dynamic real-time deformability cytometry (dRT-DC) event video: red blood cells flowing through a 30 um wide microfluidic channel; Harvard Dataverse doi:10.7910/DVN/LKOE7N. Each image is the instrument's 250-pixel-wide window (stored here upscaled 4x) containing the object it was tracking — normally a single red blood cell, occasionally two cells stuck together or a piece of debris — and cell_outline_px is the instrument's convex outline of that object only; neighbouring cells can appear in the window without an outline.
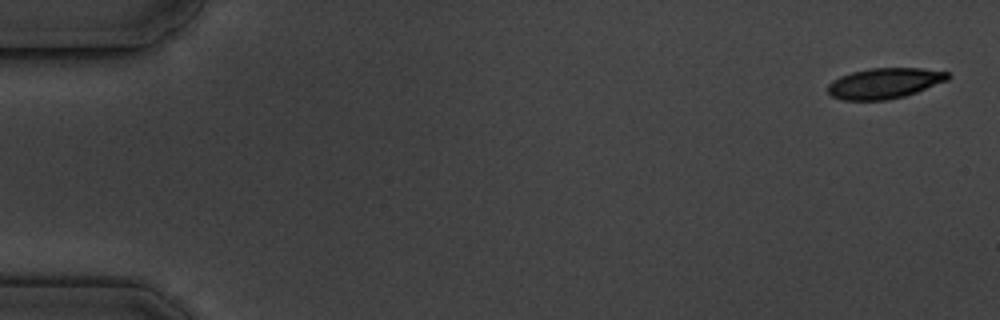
{"species": "common noctule bat (a hibernating species)", "species_latin": "Nyctalus noctula", "temperature_condition": "cold", "stored_images_in_passage": 7, "camera_frame_rate_fps": 3000, "um_per_image_px": 0.085, "animal": {"sex": "male", "body_mass_g": 19.5, "forearm_length_mm": 54.6}, "frame": {"image": 1, "passage_image": 1, "time_ms": 0.0, "image_size_px": [1000, 320], "cell_outline_px": [[952, 76], [948, 80], [916, 92], [904, 96], [888, 100], [844, 100], [832, 96], [828, 92], [828, 84], [832, 80], [840, 76], [852, 72], [868, 68], [920, 68], [948, 72]], "centroid_in_image_um": [75.18, 7.07], "position_along_channel_um": 9.8, "area_um2": 21.39}}
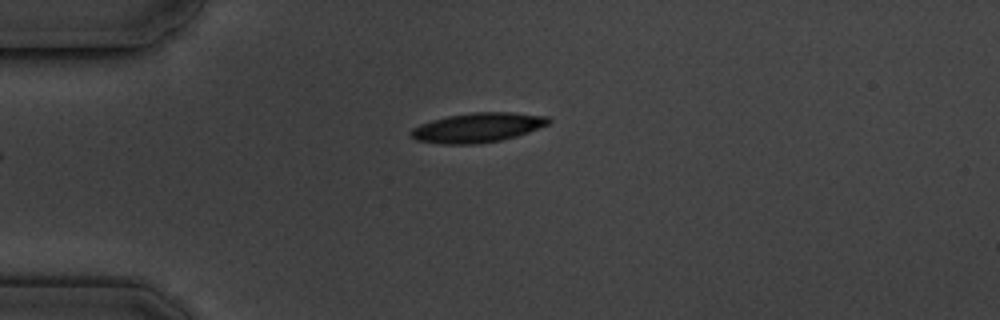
{"frame": {"image": 2, "passage_image": 4, "time_ms": 4.333, "image_size_px": [1000, 320], "cell_outline_px": [[552, 120], [548, 124], [528, 132], [516, 136], [500, 140], [472, 144], [440, 144], [416, 140], [408, 132], [412, 128], [420, 124], [432, 120], [448, 116], [472, 112], [512, 112], [548, 116]], "centroid_in_image_um": [40.59, 10.84], "position_along_channel_um": 44.4, "area_um2": 23.64}}